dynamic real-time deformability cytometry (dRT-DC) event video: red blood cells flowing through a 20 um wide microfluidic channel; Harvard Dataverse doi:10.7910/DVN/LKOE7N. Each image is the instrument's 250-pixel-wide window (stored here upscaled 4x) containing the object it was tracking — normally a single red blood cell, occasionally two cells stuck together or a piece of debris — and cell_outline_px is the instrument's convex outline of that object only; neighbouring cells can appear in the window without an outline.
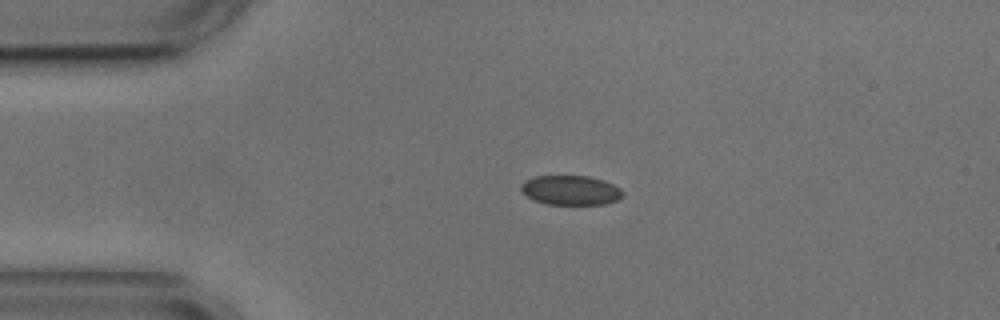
{"species": "common noctule bat (a hibernating species)", "species_latin": "Nyctalus noctula", "temperature_condition": "cold", "stored_images_in_passage": 3, "camera_frame_rate_fps": 3000, "um_per_image_px": 0.085, "animal": {"sex": "male", "body_mass_g": 17.9, "forearm_length_mm": 54.2}, "frame": {"image": 1, "passage_image": 1, "time_ms": 0.0, "image_size_px": [1000, 320], "cell_outline_px": [[624, 196], [616, 200], [604, 204], [548, 204], [536, 200], [520, 192], [520, 184], [524, 180], [536, 176], [588, 176], [604, 180], [620, 188], [624, 192]], "centroid_in_image_um": [48.5, 16.16], "position_along_channel_um": 36.5, "area_um2": 17.51}}
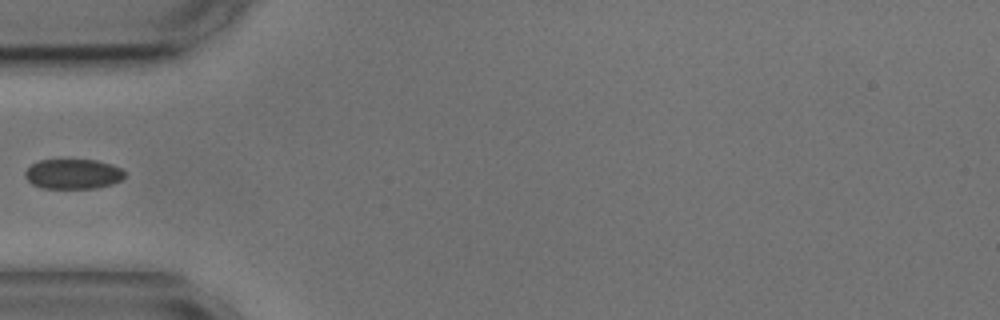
{"frame": {"image": 2, "passage_image": 3, "time_ms": 2.0, "image_size_px": [1000, 320], "cell_outline_px": [[124, 176], [120, 180], [112, 184], [96, 188], [44, 188], [32, 184], [24, 176], [24, 172], [32, 164], [40, 160], [96, 160], [112, 164], [120, 168], [124, 172]], "centroid_in_image_um": [6.2, 14.79], "position_along_channel_um": 78.8, "area_um2": 17.28}}